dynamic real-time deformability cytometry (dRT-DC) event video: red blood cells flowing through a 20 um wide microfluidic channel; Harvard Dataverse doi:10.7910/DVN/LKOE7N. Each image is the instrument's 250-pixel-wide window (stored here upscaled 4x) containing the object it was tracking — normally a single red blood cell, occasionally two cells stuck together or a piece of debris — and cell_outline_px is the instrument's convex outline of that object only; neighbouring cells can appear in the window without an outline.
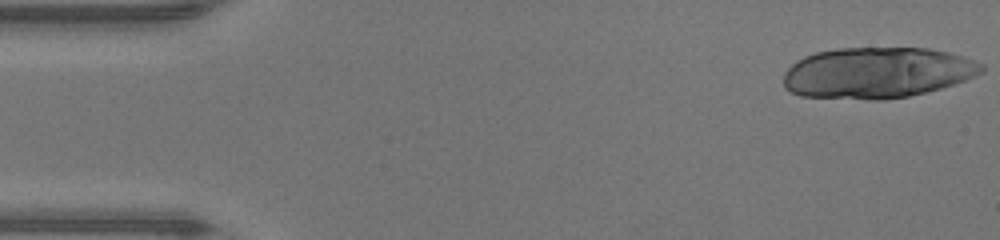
{"species": "human", "species_latin": "Homo sapiens", "temperature_condition": "warm", "stored_images_in_passage": 34, "camera_frame_rate_fps": 3000, "um_per_image_px": 0.085, "donor": {"sex": "male"}, "frame": {"image": 1, "passage_image": 1, "time_ms": 0.0, "image_size_px": [1000, 240], "cell_outline_px": [[984, 72], [976, 76], [940, 88], [908, 96], [884, 100], [872, 100], [800, 96], [784, 88], [784, 72], [796, 60], [804, 56], [816, 52], [836, 48], [928, 48], [948, 52], [964, 56], [984, 64]], "centroid_in_image_um": [74.55, 6.18], "position_along_channel_um": 10.4, "area_um2": 59.13}}
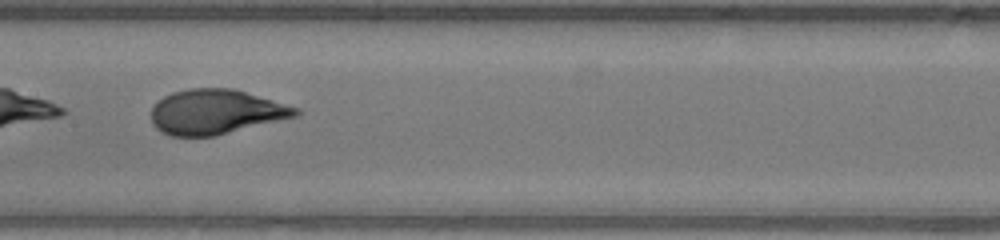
{"frame": {"image": 2, "passage_image": 23, "time_ms": 7.333, "image_size_px": [1000, 240], "cell_outline_px": [[300, 116], [216, 136], [172, 136], [160, 132], [152, 124], [152, 108], [164, 96], [172, 92], [188, 88], [232, 88], [300, 108]], "centroid_in_image_um": [18.37, 9.52], "position_along_channel_um": 189.0, "area_um2": 37.92}}
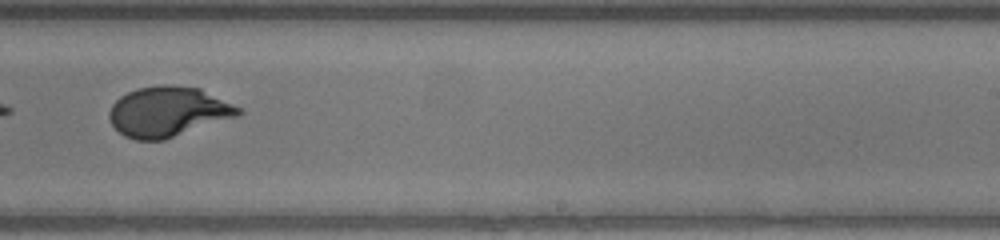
{"frame": {"image": 3, "passage_image": 29, "time_ms": 9.333, "image_size_px": [1000, 240], "cell_outline_px": [[244, 112], [240, 116], [164, 140], [136, 140], [124, 136], [112, 124], [108, 116], [108, 112], [112, 104], [120, 96], [136, 88], [160, 84], [168, 84], [200, 88], [240, 108]], "centroid_in_image_um": [14.28, 9.49], "position_along_channel_um": 274.7, "area_um2": 37.92}}